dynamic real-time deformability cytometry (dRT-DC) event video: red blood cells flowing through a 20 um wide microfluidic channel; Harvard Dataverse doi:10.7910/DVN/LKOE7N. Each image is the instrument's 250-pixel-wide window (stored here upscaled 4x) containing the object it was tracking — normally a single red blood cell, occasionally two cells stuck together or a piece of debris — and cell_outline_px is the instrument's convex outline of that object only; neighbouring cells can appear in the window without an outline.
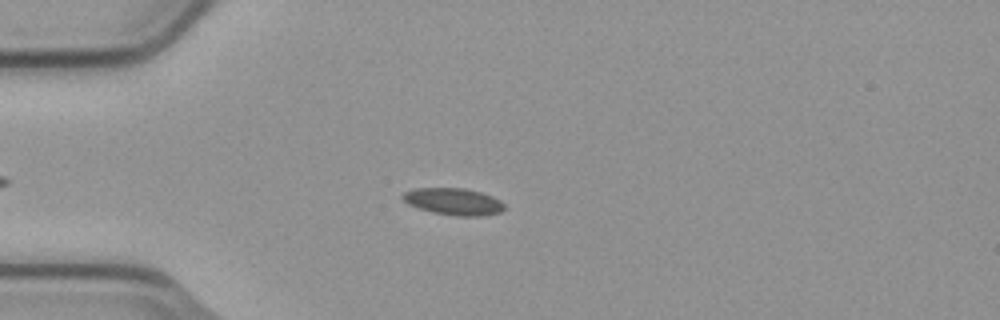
{"species": "common noctule bat (a hibernating species)", "species_latin": "Nyctalus noctula", "temperature_condition": "cold", "stored_images_in_passage": 46, "camera_frame_rate_fps": 3000, "um_per_image_px": 0.085, "animal": {"sex": "male", "body_mass_g": 23.1, "forearm_length_mm": 52.7}, "frame": {"image": 1, "passage_image": 14, "time_ms": 4.333, "image_size_px": [1000, 320], "cell_outline_px": [[504, 208], [500, 212], [484, 216], [456, 216], [432, 212], [408, 204], [400, 196], [404, 192], [416, 188], [464, 188], [480, 192], [492, 196], [500, 200], [504, 204]], "centroid_in_image_um": [38.55, 17.13], "position_along_channel_um": 46.4, "area_um2": 15.9}}
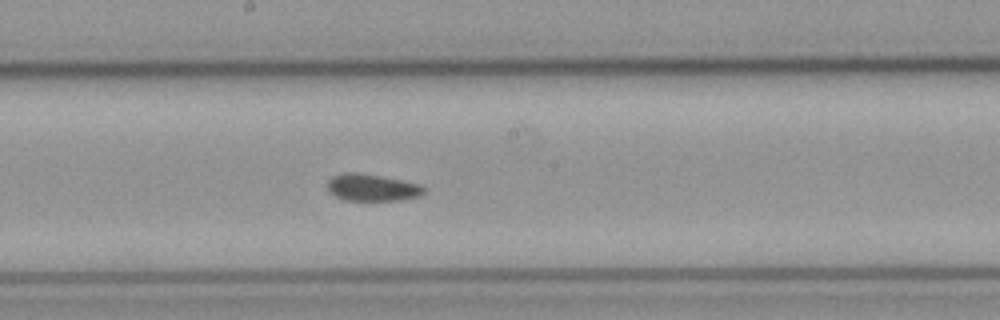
{"frame": {"image": 2, "passage_image": 29, "time_ms": 9.333, "image_size_px": [1000, 320], "cell_outline_px": [[424, 192], [420, 196], [400, 200], [344, 200], [328, 192], [328, 180], [332, 176], [344, 172], [356, 172], [380, 176], [420, 184], [424, 188]], "centroid_in_image_um": [31.6, 15.94], "position_along_channel_um": 216.6, "area_um2": 15.09}}
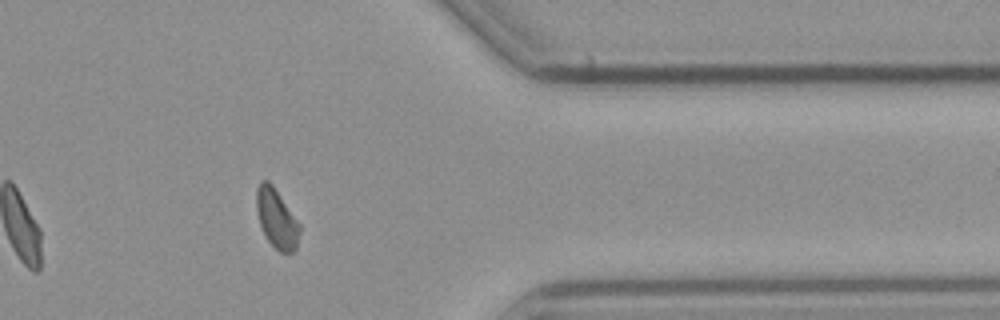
{"frame": {"image": 3, "passage_image": 44, "time_ms": 14.333, "image_size_px": [1000, 320], "cell_outline_px": [[300, 232], [296, 248], [292, 252], [280, 252], [268, 240], [260, 224], [256, 208], [256, 188], [260, 180], [268, 180], [272, 184], [300, 224]], "centroid_in_image_um": [23.5, 18.55], "position_along_channel_um": 387.9, "area_um2": 14.74}, "authors_computed_cell_mechanics": {"area_um2": 15.5482, "velocity_mm_per_s": 3.7603, "shape_relaxation_time_tau1_ms": null, "shape_relaxation_time_tau2_ms": 3.9883, "deformation_change_tau1": null, "deformation_change_tau2": 0.0774}}